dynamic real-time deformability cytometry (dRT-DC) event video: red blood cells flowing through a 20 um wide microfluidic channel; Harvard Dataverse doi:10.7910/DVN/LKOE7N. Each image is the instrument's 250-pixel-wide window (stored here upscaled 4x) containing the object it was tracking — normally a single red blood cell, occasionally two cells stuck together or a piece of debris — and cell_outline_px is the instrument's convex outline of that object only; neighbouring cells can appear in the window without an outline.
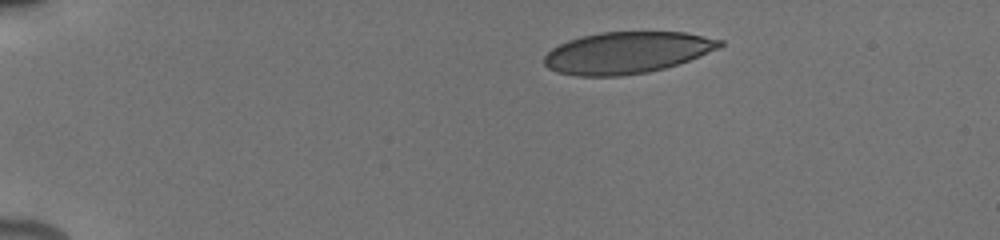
{"species": "human", "species_latin": "Homo sapiens", "temperature_condition": "cold", "stored_images_in_passage": 40, "camera_frame_rate_fps": 3000, "um_per_image_px": 0.085, "donor": {"sex": "male"}, "frame": {"image": 1, "passage_image": 1, "time_ms": 0.0, "image_size_px": [1000, 240], "cell_outline_px": [[724, 44], [720, 48], [688, 60], [664, 68], [648, 72], [624, 76], [576, 76], [556, 72], [548, 68], [544, 64], [544, 56], [552, 48], [568, 40], [580, 36], [600, 32], [684, 32], [724, 40]], "centroid_in_image_um": [53.27, 4.48], "position_along_channel_um": 31.7, "area_um2": 42.71}}
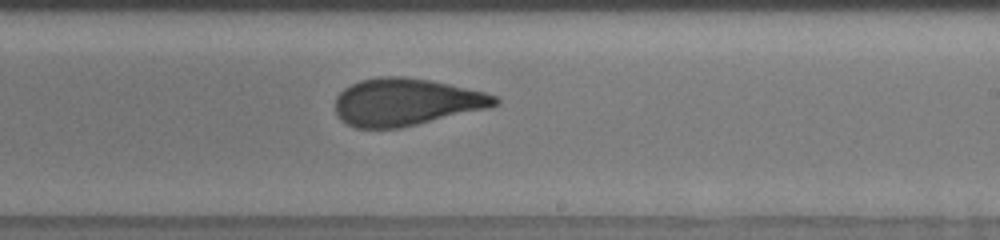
{"frame": {"image": 2, "passage_image": 22, "time_ms": 8.0, "image_size_px": [1000, 240], "cell_outline_px": [[500, 104], [492, 108], [400, 128], [356, 128], [340, 120], [336, 112], [336, 96], [344, 88], [360, 80], [380, 76], [404, 76], [428, 80], [448, 84], [484, 92], [496, 96], [500, 100]], "centroid_in_image_um": [34.54, 8.68], "position_along_channel_um": 254.5, "area_um2": 44.22}}
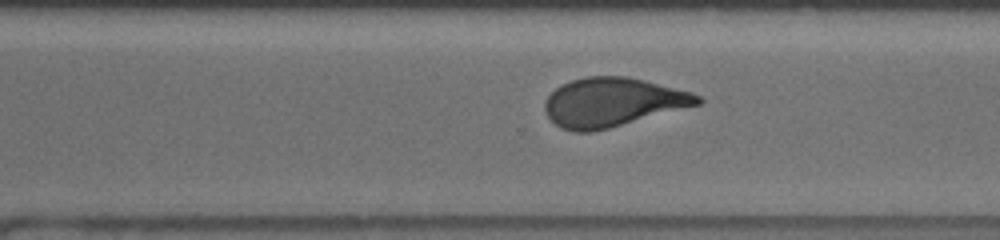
{"frame": {"image": 3, "passage_image": 29, "time_ms": 9.667, "image_size_px": [1000, 240], "cell_outline_px": [[704, 100], [700, 104], [608, 128], [592, 132], [576, 132], [560, 128], [548, 116], [544, 108], [544, 104], [548, 96], [560, 84], [572, 80], [588, 76], [628, 76], [692, 92], [700, 96]], "centroid_in_image_um": [52.06, 8.68], "position_along_channel_um": 318.5, "area_um2": 43.29}, "authors_computed_cell_mechanics": {"area_um2": 44.0725, "velocity_mm_per_s": 3.8484, "shape_relaxation_time_tau1_ms": 9.869, "shape_relaxation_time_tau2_ms": 0.94, "deformation_change_tau1": 0.236, "deformation_change_tau2": 0.0615}}